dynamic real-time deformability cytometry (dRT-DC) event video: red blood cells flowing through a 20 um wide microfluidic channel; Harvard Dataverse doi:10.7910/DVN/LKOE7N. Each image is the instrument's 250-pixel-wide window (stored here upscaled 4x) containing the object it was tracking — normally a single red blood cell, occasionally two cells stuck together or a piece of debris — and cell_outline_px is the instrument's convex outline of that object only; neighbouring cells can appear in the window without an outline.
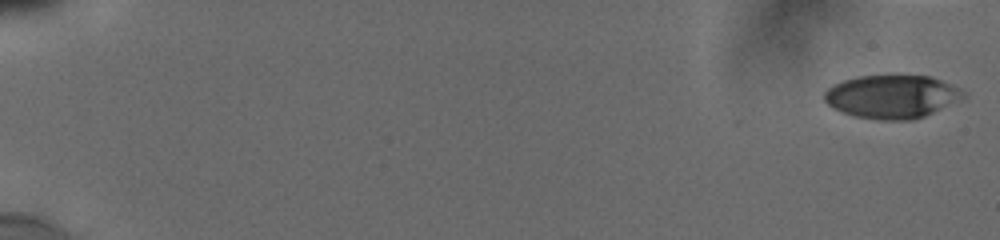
{"species": "human", "species_latin": "Homo sapiens", "temperature_condition": "cold", "stored_images_in_passage": 32, "segment_of_instrument_passage": [1, 2], "camera_frame_rate_fps": 3000, "um_per_image_px": 0.085, "donor": {"sex": "male"}, "frame": {"image": 1, "passage_image": 1, "time_ms": 0.0, "image_size_px": [1000, 240], "cell_outline_px": [[968, 96], [924, 116], [912, 120], [880, 120], [852, 116], [840, 112], [832, 108], [824, 100], [824, 92], [828, 88], [844, 80], [856, 76], [928, 76], [940, 80], [960, 88]], "centroid_in_image_um": [75.79, 8.23], "position_along_channel_um": 9.2, "area_um2": 34.97}}
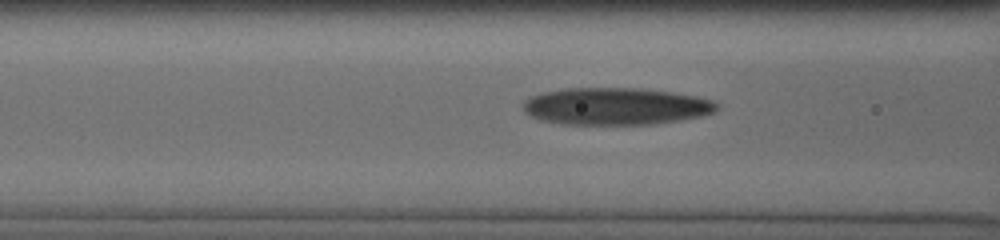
{"frame": {"image": 2, "passage_image": 25, "time_ms": 8.0, "image_size_px": [1000, 240], "cell_outline_px": [[716, 108], [712, 112], [700, 116], [652, 124], [564, 124], [540, 120], [524, 112], [524, 100], [532, 96], [544, 92], [564, 88], [640, 88], [672, 92], [696, 96], [712, 100], [716, 104]], "centroid_in_image_um": [52.29, 9.02], "position_along_channel_um": 114.3, "area_um2": 41.56}}
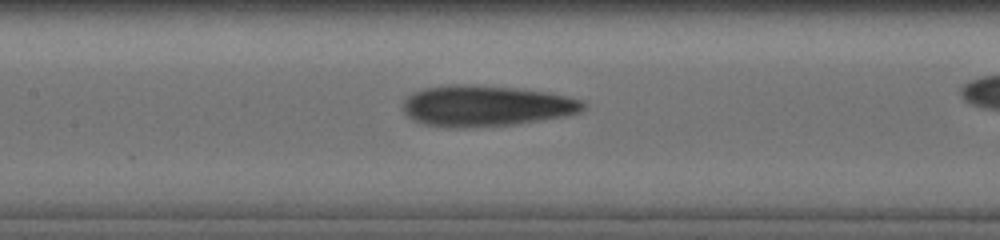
{"frame": {"image": 3, "passage_image": 29, "time_ms": 9.333, "image_size_px": [1000, 240], "cell_outline_px": [[584, 108], [580, 112], [564, 116], [512, 124], [464, 128], [456, 128], [428, 124], [416, 120], [408, 116], [404, 112], [404, 100], [412, 92], [424, 88], [452, 84], [468, 84], [516, 88], [552, 92], [584, 100]], "centroid_in_image_um": [41.33, 8.98], "position_along_channel_um": 166.1, "area_um2": 42.83}}